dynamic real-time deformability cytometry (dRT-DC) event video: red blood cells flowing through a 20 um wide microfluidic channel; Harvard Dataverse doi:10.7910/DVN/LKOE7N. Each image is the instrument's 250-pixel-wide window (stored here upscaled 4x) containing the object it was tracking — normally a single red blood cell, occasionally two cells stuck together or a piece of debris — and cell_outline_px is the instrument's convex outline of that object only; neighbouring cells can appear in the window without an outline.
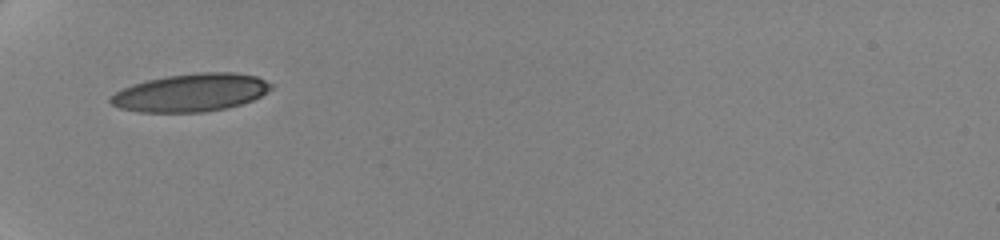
{"species": "human", "species_latin": "Homo sapiens", "temperature_condition": "cold", "stored_images_in_passage": 53, "camera_frame_rate_fps": 3000, "um_per_image_px": 0.085, "donor": {"sex": "female"}, "frame": {"image": 1, "passage_image": 1, "time_ms": 0.0, "image_size_px": [1000, 240], "cell_outline_px": [[272, 88], [260, 96], [252, 100], [240, 104], [224, 108], [200, 112], [140, 112], [120, 108], [112, 104], [108, 100], [116, 92], [132, 84], [148, 80], [168, 76], [196, 72], [236, 72], [256, 76], [272, 84]], "centroid_in_image_um": [16.22, 7.86], "position_along_channel_um": 68.8, "area_um2": 35.14}}
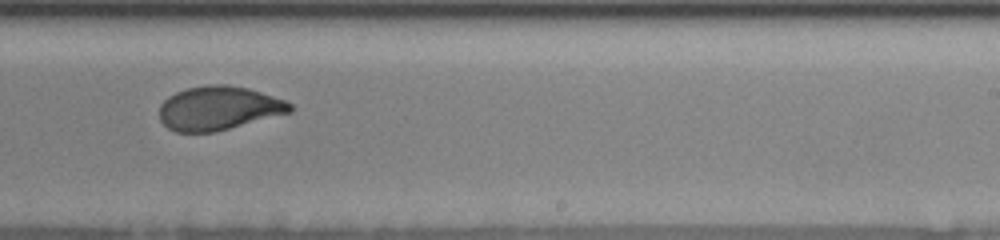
{"frame": {"image": 2, "passage_image": 25, "time_ms": 6.0, "image_size_px": [1000, 240], "cell_outline_px": [[292, 112], [216, 132], [176, 132], [168, 128], [160, 120], [160, 104], [168, 96], [176, 92], [188, 88], [208, 84], [228, 84], [248, 88], [284, 100], [292, 104]], "centroid_in_image_um": [18.58, 9.2], "position_along_channel_um": 270.4, "area_um2": 33.47}}
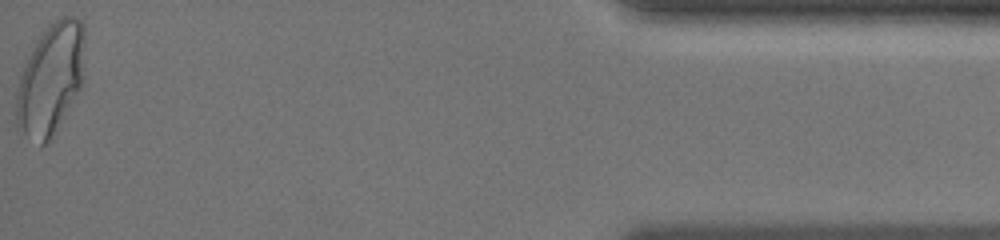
{"frame": {"image": 3, "passage_image": 53, "time_ms": 12.333, "image_size_px": [1000, 240], "cell_outline_px": [[84, 80], [80, 88], [56, 132], [44, 144], [40, 144], [20, 132], [16, 128], [16, 92], [20, 76], [24, 64], [32, 48], [48, 24], [60, 16], [72, 16], [80, 20], [84, 24]], "centroid_in_image_um": [4.31, 6.71], "position_along_channel_um": 430.9, "area_um2": 44.68}, "authors_computed_cell_mechanics": {"area_um2": 34.391, "velocity_mm_per_s": 3.5019, "shape_relaxation_time_tau1_ms": 3.7443, "shape_relaxation_time_tau2_ms": 0.8666, "deformation_change_tau1": 0.1517, "deformation_change_tau2": 0.049}}